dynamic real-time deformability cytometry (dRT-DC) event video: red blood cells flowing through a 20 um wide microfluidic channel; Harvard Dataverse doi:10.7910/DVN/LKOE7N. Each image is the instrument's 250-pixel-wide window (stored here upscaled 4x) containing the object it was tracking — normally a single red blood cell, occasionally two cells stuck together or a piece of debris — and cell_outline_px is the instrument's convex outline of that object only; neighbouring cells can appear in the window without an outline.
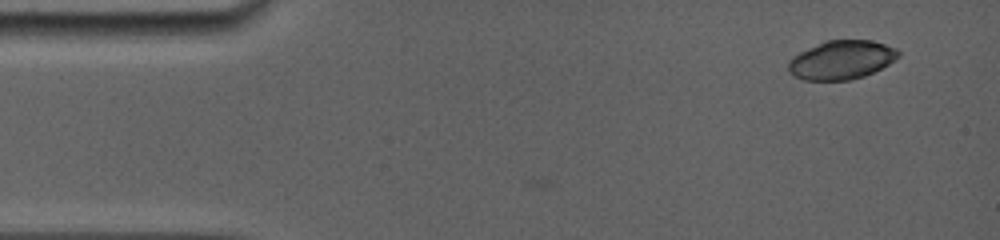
{"species": "common noctule bat (a hibernating species)", "species_latin": "Nyctalus noctula", "temperature_condition": "room temperature", "stored_images_in_passage": 14, "camera_frame_rate_fps": 5000, "um_per_image_px": 0.085, "animal": {"sex": "female", "body_mass_g": 19.0, "forearm_length_mm": 56.7}, "frame": {"image": 1, "passage_image": 1, "time_ms": 0.0, "image_size_px": [1000, 240], "cell_outline_px": [[900, 56], [888, 64], [864, 76], [848, 80], [804, 80], [788, 72], [788, 60], [792, 56], [808, 48], [828, 40], [872, 40], [896, 48], [900, 52]], "centroid_in_image_um": [71.51, 5.09], "position_along_channel_um": 13.5, "area_um2": 24.74}}
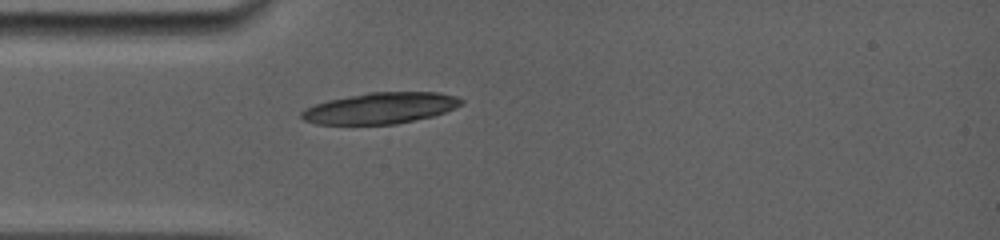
{"frame": {"image": 2, "passage_image": 14, "time_ms": 3.4, "image_size_px": [1000, 240], "cell_outline_px": [[464, 104], [444, 112], [432, 116], [396, 124], [316, 124], [304, 120], [300, 116], [300, 112], [304, 108], [328, 100], [368, 92], [440, 92], [456, 96], [464, 100]], "centroid_in_image_um": [32.34, 9.18], "position_along_channel_um": 52.7, "area_um2": 29.02}}